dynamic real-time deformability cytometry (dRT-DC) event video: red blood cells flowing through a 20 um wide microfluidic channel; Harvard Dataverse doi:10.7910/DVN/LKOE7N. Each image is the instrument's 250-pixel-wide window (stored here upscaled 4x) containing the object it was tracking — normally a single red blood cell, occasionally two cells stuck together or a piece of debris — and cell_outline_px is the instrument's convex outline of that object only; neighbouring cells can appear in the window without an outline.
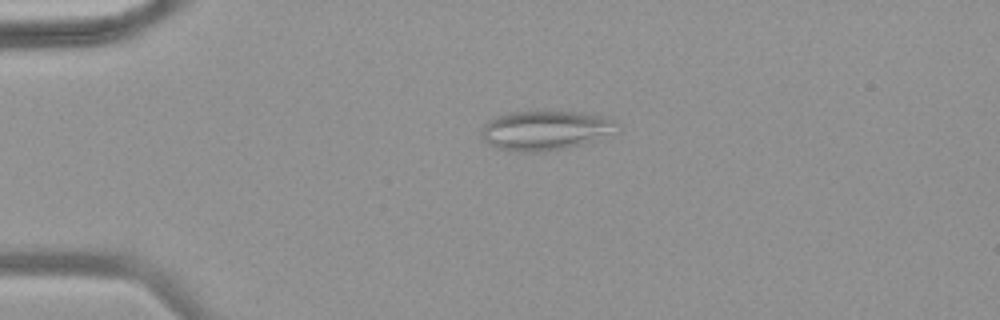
{"species": "common noctule bat (a hibernating species)", "species_latin": "Nyctalus noctula", "temperature_condition": "warm", "stored_images_in_passage": 49, "camera_frame_rate_fps": 3000, "um_per_image_px": 0.085, "animal": {"sex": "female", "body_mass_g": 18.4}, "frame": {"image": 1, "passage_image": 12, "time_ms": 3.667, "image_size_px": [1000, 320], "cell_outline_px": [[620, 124], [592, 140], [580, 144], [564, 148], [544, 152], [516, 152], [496, 148], [488, 144], [484, 140], [480, 132], [484, 124], [488, 120], [496, 116], [512, 112], [580, 112], [604, 116], [616, 120]], "centroid_in_image_um": [46.24, 11.08], "position_along_channel_um": 38.8, "area_um2": 30.69}}
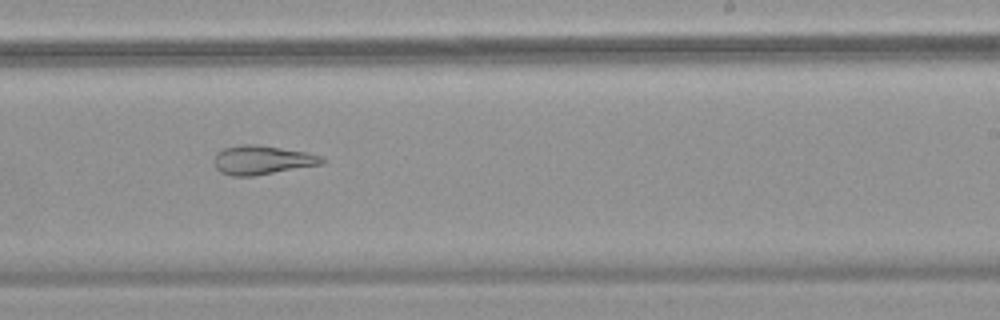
{"frame": {"image": 2, "passage_image": 31, "time_ms": 10.0, "image_size_px": [1000, 320], "cell_outline_px": [[328, 160], [324, 164], [252, 176], [232, 176], [220, 172], [216, 168], [212, 160], [224, 148], [244, 144], [256, 144], [308, 152], [324, 156]], "centroid_in_image_um": [22.35, 13.6], "position_along_channel_um": 266.7, "area_um2": 18.38}}
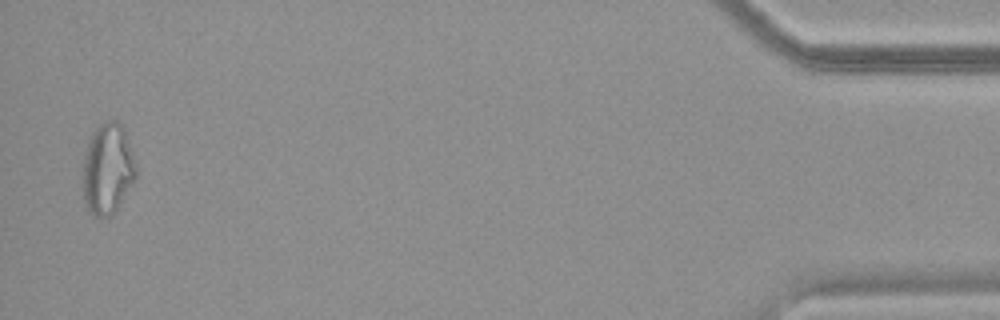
{"frame": {"image": 3, "passage_image": 48, "time_ms": 15.667, "image_size_px": [1000, 320], "cell_outline_px": [[136, 180], [112, 216], [96, 216], [88, 212], [84, 204], [84, 156], [92, 132], [100, 124], [108, 120], [116, 120], [124, 128], [136, 164]], "centroid_in_image_um": [9.17, 14.37], "position_along_channel_um": 426.0, "area_um2": 28.15}}